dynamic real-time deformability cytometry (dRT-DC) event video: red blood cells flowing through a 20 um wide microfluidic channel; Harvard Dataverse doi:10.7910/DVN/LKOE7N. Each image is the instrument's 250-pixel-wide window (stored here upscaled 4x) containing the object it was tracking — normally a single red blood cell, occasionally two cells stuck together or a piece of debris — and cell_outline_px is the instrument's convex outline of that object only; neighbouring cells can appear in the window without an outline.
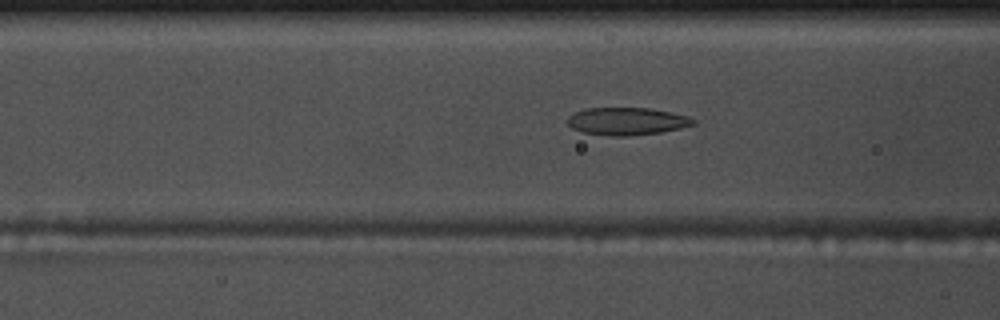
{"species": "common noctule bat (a hibernating species)", "species_latin": "Nyctalus noctula", "temperature_condition": "warm", "stored_images_in_passage": 54, "camera_frame_rate_fps": 3000, "um_per_image_px": 0.085, "animal": {"sex": "male", "body_mass_g": 17.5, "forearm_length_mm": 52.3}, "frame": {"image": 1, "passage_image": 21, "time_ms": 6.667, "image_size_px": [1000, 320], "cell_outline_px": [[696, 124], [680, 128], [660, 132], [628, 136], [612, 136], [584, 132], [572, 128], [568, 124], [568, 116], [576, 112], [588, 108], [648, 108], [688, 116], [696, 120]], "centroid_in_image_um": [53.3, 10.31], "position_along_channel_um": 113.3, "area_um2": 19.94}}
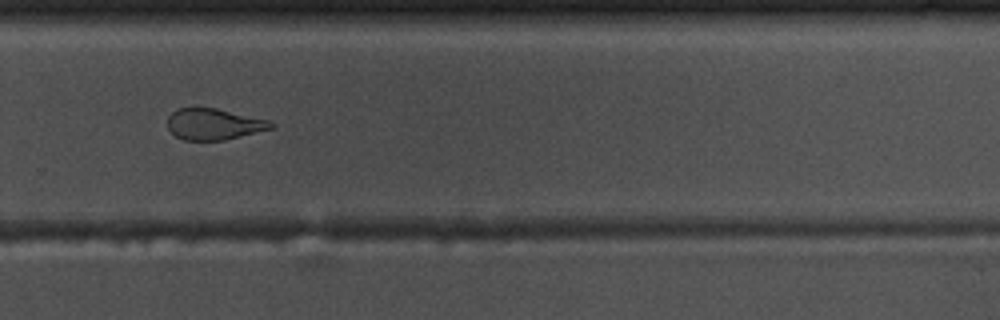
{"frame": {"image": 2, "passage_image": 37, "time_ms": 12.0, "image_size_px": [1000, 320], "cell_outline_px": [[276, 124], [272, 128], [224, 140], [184, 140], [176, 136], [168, 128], [168, 116], [176, 108], [216, 108], [268, 120]], "centroid_in_image_um": [18.15, 10.55], "position_along_channel_um": 311.6, "area_um2": 18.61}}
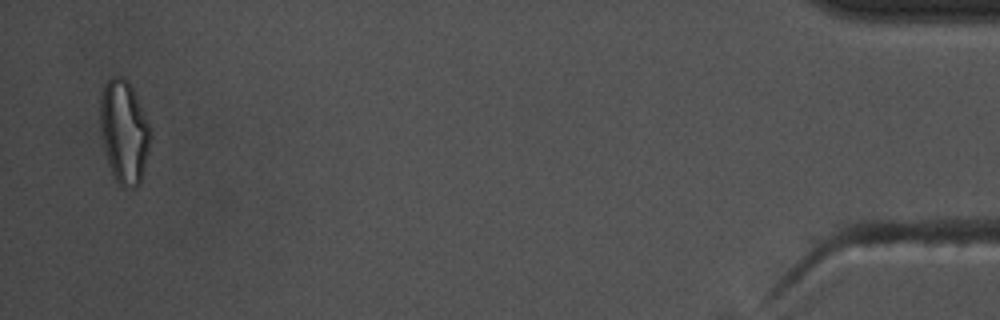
{"frame": {"image": 3, "passage_image": 53, "time_ms": 17.333, "image_size_px": [1000, 320], "cell_outline_px": [[152, 136], [140, 184], [132, 188], [124, 188], [116, 180], [112, 172], [108, 160], [100, 128], [100, 96], [104, 84], [112, 76], [120, 76], [128, 80], [152, 128]], "centroid_in_image_um": [10.57, 11.17], "position_along_channel_um": 424.6, "area_um2": 30.17}, "authors_computed_cell_mechanics": {"area_um2": 21.1837, "velocity_mm_per_s": 3.727, "shape_relaxation_time_tau1_ms": null, "shape_relaxation_time_tau2_ms": 2.3134, "deformation_change_tau1": null, "deformation_change_tau2": 0.1017}}